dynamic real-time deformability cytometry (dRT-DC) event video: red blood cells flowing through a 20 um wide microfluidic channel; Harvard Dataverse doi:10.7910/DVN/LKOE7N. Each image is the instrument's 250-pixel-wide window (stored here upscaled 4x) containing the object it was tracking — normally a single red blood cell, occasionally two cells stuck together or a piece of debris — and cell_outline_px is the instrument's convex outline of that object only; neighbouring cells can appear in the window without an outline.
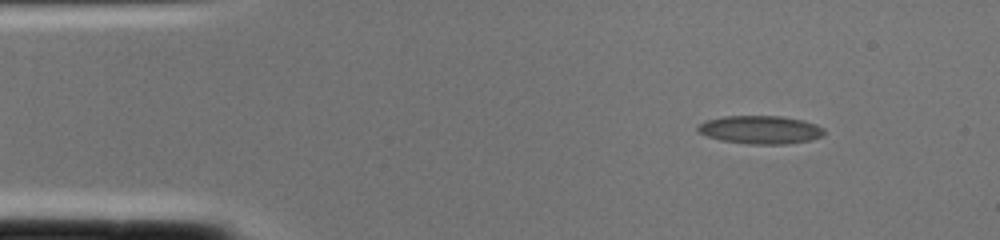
{"species": "common noctule bat (a hibernating species)", "species_latin": "Nyctalus noctula", "temperature_condition": "cold", "stored_images_in_passage": 1, "camera_frame_rate_fps": 3000, "um_per_image_px": 0.085, "animal": {"sex": "female", "body_mass_g": 22.0, "forearm_length_mm": 56.7}, "frame": {"image": 1, "passage_image": 1, "time_ms": 0.0, "image_size_px": [1000, 240], "cell_outline_px": [[824, 136], [808, 140], [784, 144], [748, 144], [720, 140], [708, 136], [700, 132], [696, 128], [696, 124], [704, 120], [724, 116], [780, 116], [804, 120], [816, 124], [824, 128]], "centroid_in_image_um": [64.61, 11.02], "position_along_channel_um": 20.4, "area_um2": 20.87}}